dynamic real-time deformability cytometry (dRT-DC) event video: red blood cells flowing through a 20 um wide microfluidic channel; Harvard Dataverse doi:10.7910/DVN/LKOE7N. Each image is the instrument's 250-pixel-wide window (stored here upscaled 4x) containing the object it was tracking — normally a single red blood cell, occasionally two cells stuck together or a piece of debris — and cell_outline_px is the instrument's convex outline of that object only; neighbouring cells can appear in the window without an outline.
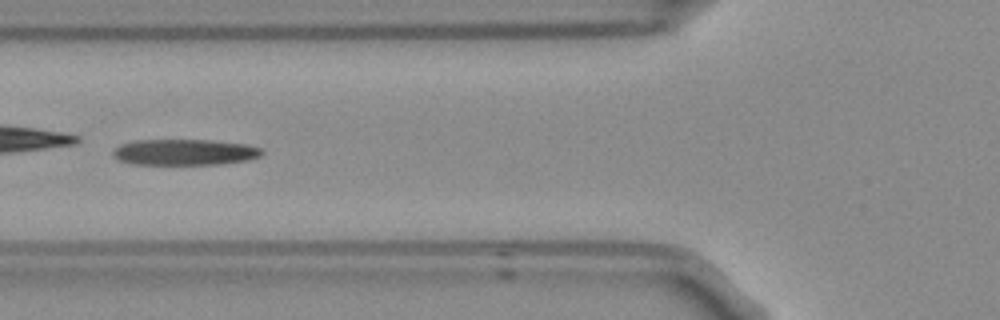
{"species": "Egyptian fruit bat (a non-hibernating species)", "species_latin": "Rousettus aegyptiacus", "temperature_condition": "room temperature", "stored_images_in_passage": 6, "camera_frame_rate_fps": 3000, "um_per_image_px": 0.085, "frame": {"image": 1, "passage_image": 2, "time_ms": 0.333, "image_size_px": [1000, 320], "cell_outline_px": [[264, 152], [260, 156], [248, 160], [216, 164], [132, 164], [116, 160], [112, 152], [120, 144], [136, 140], [208, 140], [244, 144], [260, 148]], "centroid_in_image_um": [15.65, 12.93], "position_along_channel_um": 110.2, "area_um2": 22.43}}
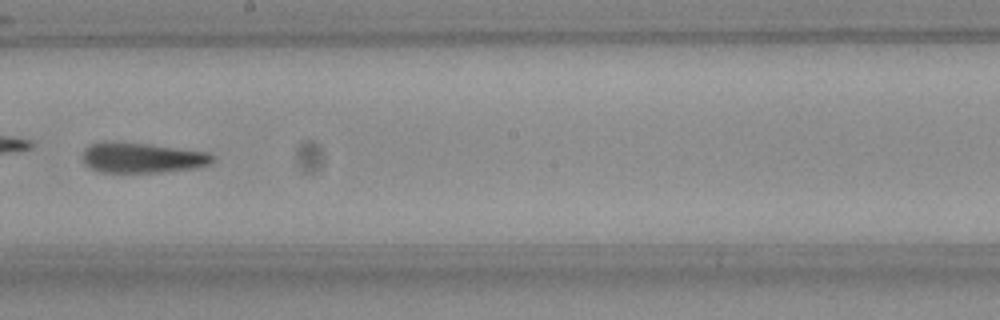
{"frame": {"image": 2, "passage_image": 5, "time_ms": 1.333, "image_size_px": [1000, 320], "cell_outline_px": [[216, 160], [208, 164], [192, 168], [160, 172], [100, 172], [84, 164], [84, 148], [92, 144], [104, 140], [112, 140], [148, 144], [208, 152]], "centroid_in_image_um": [12.04, 13.39], "position_along_channel_um": 236.2, "area_um2": 22.89}}
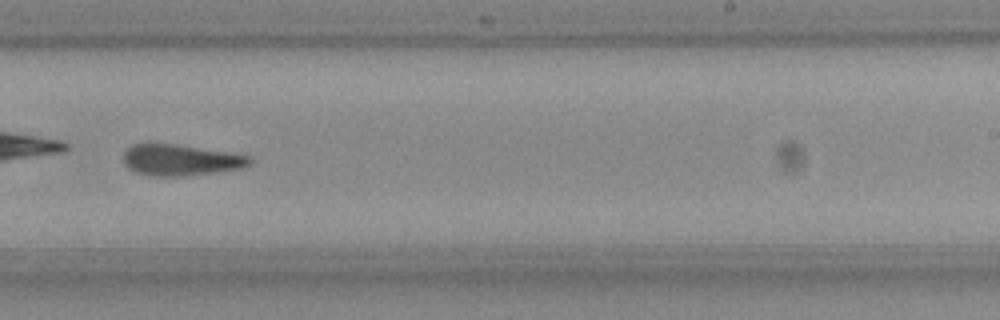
{"frame": {"image": 3, "passage_image": 6, "time_ms": 1.667, "image_size_px": [1000, 320], "cell_outline_px": [[252, 160], [248, 164], [240, 168], [216, 172], [180, 176], [152, 176], [136, 172], [128, 168], [124, 164], [124, 152], [132, 144], [148, 140], [176, 144], [228, 152], [248, 156]], "centroid_in_image_um": [15.24, 13.56], "position_along_channel_um": 273.8, "area_um2": 23.24}}